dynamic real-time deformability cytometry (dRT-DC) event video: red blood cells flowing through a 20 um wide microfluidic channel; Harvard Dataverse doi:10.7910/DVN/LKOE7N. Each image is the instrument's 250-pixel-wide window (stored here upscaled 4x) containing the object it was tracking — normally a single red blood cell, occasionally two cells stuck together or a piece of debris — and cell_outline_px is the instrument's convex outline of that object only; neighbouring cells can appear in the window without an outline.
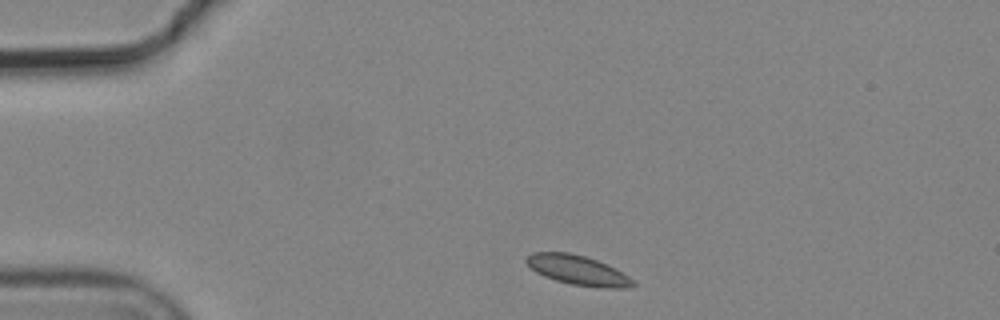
{"species": "common noctule bat (a hibernating species)", "species_latin": "Nyctalus noctula", "temperature_condition": "cold", "stored_images_in_passage": 2, "camera_frame_rate_fps": 3000, "um_per_image_px": 0.085, "animal": {"sex": "male", "body_mass_g": 19.2, "forearm_length_mm": 51.8}, "frame": {"image": 1, "passage_image": 1, "time_ms": 0.0, "image_size_px": [1000, 320], "cell_outline_px": [[636, 284], [624, 288], [604, 288], [572, 284], [556, 280], [544, 276], [536, 272], [524, 260], [532, 252], [568, 252], [584, 256], [596, 260], [616, 268], [628, 276]], "centroid_in_image_um": [49.11, 22.96], "position_along_channel_um": 35.9, "area_um2": 18.15}}